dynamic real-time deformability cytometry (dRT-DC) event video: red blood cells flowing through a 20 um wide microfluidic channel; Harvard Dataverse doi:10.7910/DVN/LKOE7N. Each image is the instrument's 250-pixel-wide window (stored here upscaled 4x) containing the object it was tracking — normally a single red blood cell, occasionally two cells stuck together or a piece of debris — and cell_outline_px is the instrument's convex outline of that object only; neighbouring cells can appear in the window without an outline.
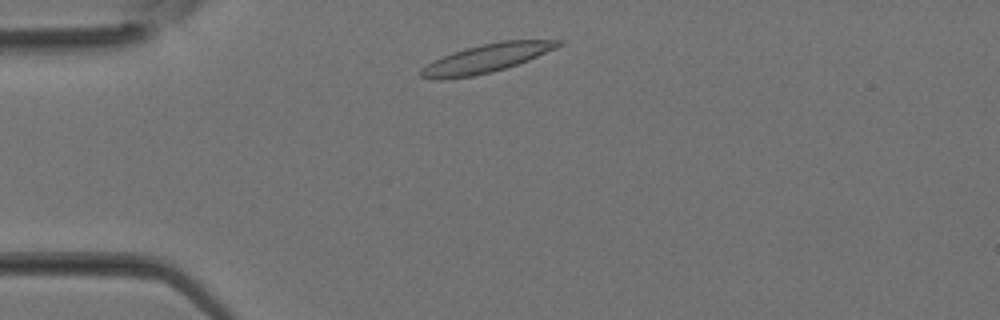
{"species": "Egyptian fruit bat (a non-hibernating species)", "species_latin": "Rousettus aegyptiacus", "temperature_condition": "room temperature", "stored_images_in_passage": 26, "camera_frame_rate_fps": 3000, "um_per_image_px": 0.085, "animal": {"sex": "female"}, "frame": {"image": 1, "passage_image": 2, "time_ms": 0.333, "image_size_px": [1000, 320], "cell_outline_px": [[564, 44], [556, 48], [528, 60], [492, 72], [472, 76], [440, 80], [420, 76], [420, 68], [432, 60], [452, 52], [480, 44], [500, 40], [564, 40]], "centroid_in_image_um": [41.32, 4.95], "position_along_channel_um": 43.7, "area_um2": 22.83}}
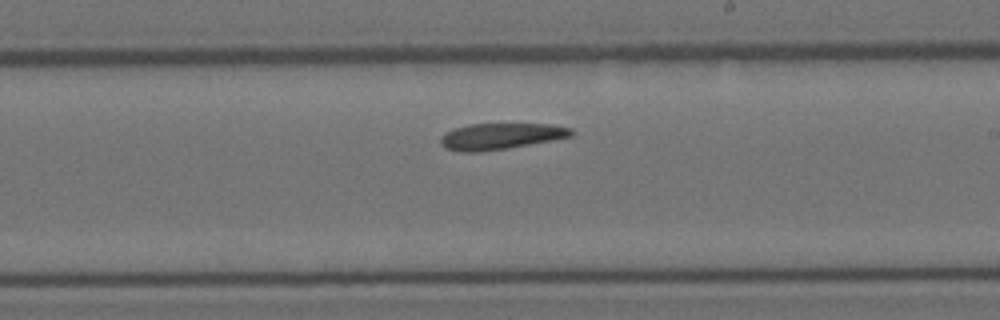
{"frame": {"image": 2, "passage_image": 13, "time_ms": 4.0, "image_size_px": [1000, 320], "cell_outline_px": [[576, 132], [572, 136], [552, 140], [508, 148], [480, 152], [460, 152], [444, 148], [440, 144], [440, 140], [448, 132], [456, 128], [468, 124], [552, 124], [572, 128]], "centroid_in_image_um": [42.6, 11.58], "position_along_channel_um": 246.4, "area_um2": 19.94}}
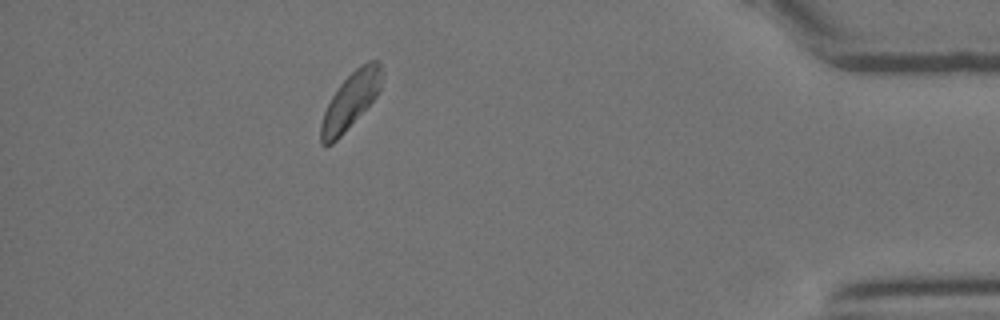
{"frame": {"image": 3, "passage_image": 23, "time_ms": 7.333, "image_size_px": [1000, 320], "cell_outline_px": [[380, 88], [376, 96], [344, 132], [332, 144], [320, 144], [320, 124], [324, 112], [332, 96], [340, 84], [360, 64], [368, 60], [380, 60]], "centroid_in_image_um": [29.76, 8.55], "position_along_channel_um": 405.4, "area_um2": 19.36}}